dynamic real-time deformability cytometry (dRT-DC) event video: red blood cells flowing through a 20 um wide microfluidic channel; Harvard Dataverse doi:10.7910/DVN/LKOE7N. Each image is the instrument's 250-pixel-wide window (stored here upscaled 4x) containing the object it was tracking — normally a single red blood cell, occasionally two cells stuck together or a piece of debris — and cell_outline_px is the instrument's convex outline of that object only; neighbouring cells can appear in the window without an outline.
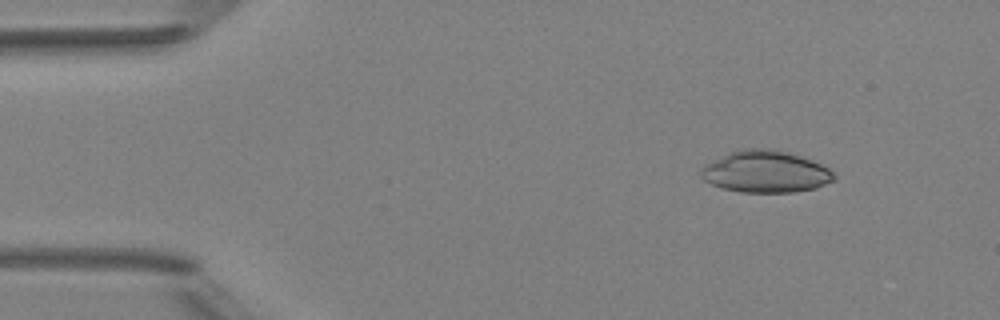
{"species": "Egyptian fruit bat (a non-hibernating species)", "species_latin": "Rousettus aegyptiacus", "temperature_condition": "room temperature", "stored_images_in_passage": 5, "camera_frame_rate_fps": 3000, "um_per_image_px": 0.085, "animal": {"sex": "female"}, "frame": {"image": 1, "passage_image": 2, "time_ms": 1.0, "image_size_px": [1000, 320], "cell_outline_px": [[836, 176], [832, 180], [816, 188], [792, 192], [740, 192], [720, 188], [704, 180], [700, 176], [700, 172], [704, 164], [728, 152], [744, 148], [776, 148], [812, 160], [828, 168]], "centroid_in_image_um": [65.03, 14.58], "position_along_channel_um": 20.0, "area_um2": 32.6}}